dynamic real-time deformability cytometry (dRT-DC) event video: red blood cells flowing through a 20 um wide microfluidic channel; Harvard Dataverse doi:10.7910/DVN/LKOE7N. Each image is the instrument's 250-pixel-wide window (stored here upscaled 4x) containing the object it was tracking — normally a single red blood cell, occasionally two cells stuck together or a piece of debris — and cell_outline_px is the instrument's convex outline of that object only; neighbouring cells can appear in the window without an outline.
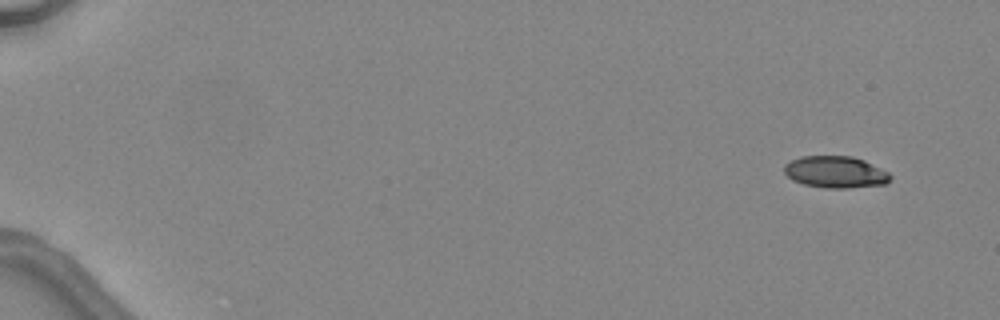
{"species": "common noctule bat (a hibernating species)", "species_latin": "Nyctalus noctula", "temperature_condition": "warm", "stored_images_in_passage": 7, "camera_frame_rate_fps": 3000, "um_per_image_px": 0.085, "animal": {"sex": "female", "body_mass_g": 24.6, "forearm_length_mm": 56.2}, "frame": {"image": 1, "passage_image": 1, "time_ms": 0.0, "image_size_px": [1000, 320], "cell_outline_px": [[892, 176], [884, 184], [848, 188], [824, 188], [804, 184], [792, 180], [784, 172], [784, 164], [800, 156], [852, 156], [864, 160], [888, 172]], "centroid_in_image_um": [70.99, 14.62], "position_along_channel_um": 14.0, "area_um2": 19.59}}
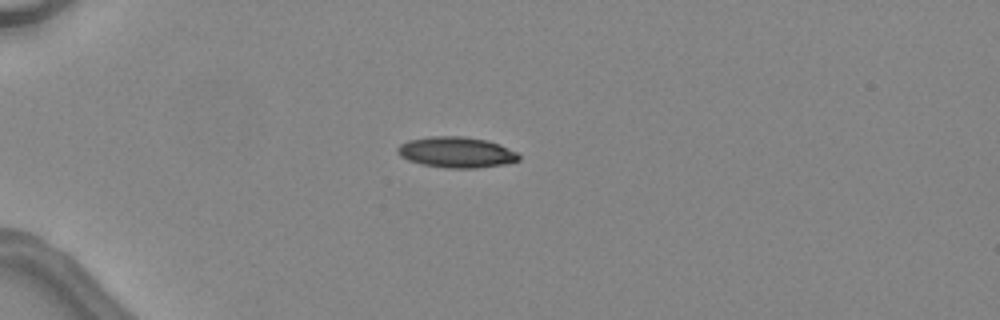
{"frame": {"image": 2, "passage_image": 4, "time_ms": 3.667, "image_size_px": [1000, 320], "cell_outline_px": [[520, 160], [504, 164], [476, 168], [444, 168], [420, 164], [408, 160], [400, 156], [396, 152], [396, 148], [400, 144], [408, 140], [428, 136], [464, 136], [488, 140], [500, 144], [516, 152], [520, 156]], "centroid_in_image_um": [38.76, 12.94], "position_along_channel_um": 46.2, "area_um2": 22.02}}